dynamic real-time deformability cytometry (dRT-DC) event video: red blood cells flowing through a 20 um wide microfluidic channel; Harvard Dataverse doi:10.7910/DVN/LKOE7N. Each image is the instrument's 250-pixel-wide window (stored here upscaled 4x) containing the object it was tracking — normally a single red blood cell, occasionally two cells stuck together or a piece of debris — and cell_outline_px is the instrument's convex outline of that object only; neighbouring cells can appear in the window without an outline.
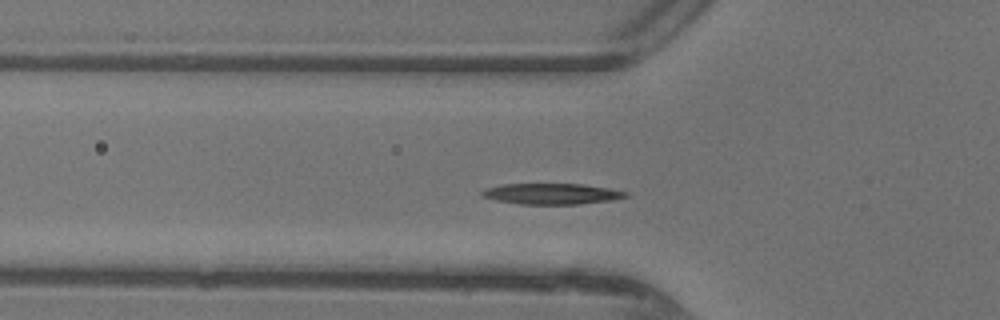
{"species": "common noctule bat (a hibernating species)", "species_latin": "Nyctalus noctula", "temperature_condition": "warm", "stored_images_in_passage": 35, "camera_frame_rate_fps": 3000, "um_per_image_px": 0.085, "animal": {"sex": "female"}, "frame": {"image": 1, "passage_image": 3, "time_ms": 0.667, "image_size_px": [1000, 320], "cell_outline_px": [[628, 196], [612, 200], [580, 204], [520, 204], [496, 200], [480, 196], [480, 192], [488, 188], [504, 184], [580, 184], [612, 188], [628, 192]], "centroid_in_image_um": [46.92, 16.47], "position_along_channel_um": 78.9, "area_um2": 17.46}}
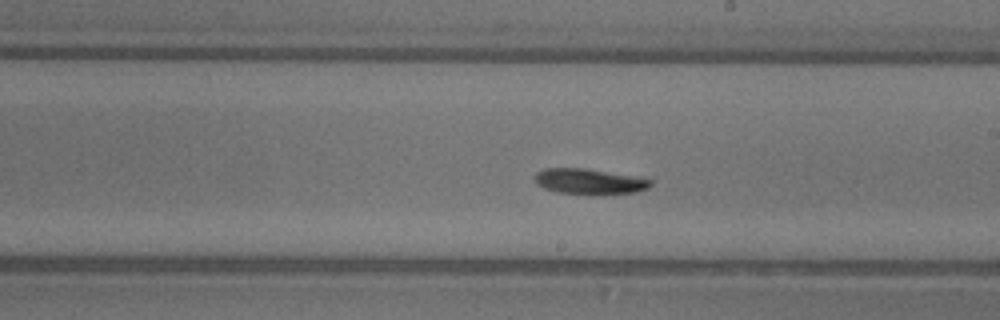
{"frame": {"image": 2, "passage_image": 14, "time_ms": 4.333, "image_size_px": [1000, 320], "cell_outline_px": [[652, 184], [648, 188], [636, 192], [596, 196], [588, 196], [556, 192], [544, 188], [536, 184], [536, 172], [544, 168], [584, 168], [652, 180]], "centroid_in_image_um": [50.06, 15.46], "position_along_channel_um": 238.9, "area_um2": 17.46}}
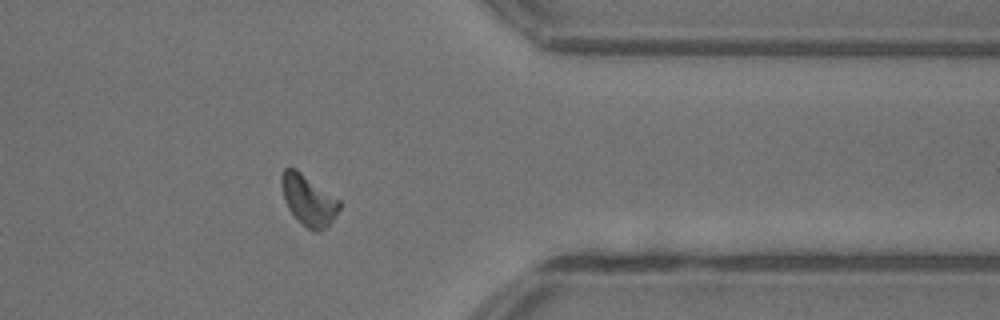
{"frame": {"image": 3, "passage_image": 25, "time_ms": 8.0, "image_size_px": [1000, 320], "cell_outline_px": [[340, 208], [336, 216], [320, 232], [316, 232], [308, 228], [288, 208], [284, 200], [280, 184], [280, 176], [284, 168], [296, 168], [340, 200]], "centroid_in_image_um": [26.2, 16.97], "position_along_channel_um": 385.2, "area_um2": 16.94}, "authors_computed_cell_mechanics": {"area_um2": 16.7042, "velocity_mm_per_s": 4.3544, "shape_relaxation_time_tau1_ms": 2.2862, "shape_relaxation_time_tau2_ms": null, "deformation_change_tau1": 0.1193, "deformation_change_tau2": null}}